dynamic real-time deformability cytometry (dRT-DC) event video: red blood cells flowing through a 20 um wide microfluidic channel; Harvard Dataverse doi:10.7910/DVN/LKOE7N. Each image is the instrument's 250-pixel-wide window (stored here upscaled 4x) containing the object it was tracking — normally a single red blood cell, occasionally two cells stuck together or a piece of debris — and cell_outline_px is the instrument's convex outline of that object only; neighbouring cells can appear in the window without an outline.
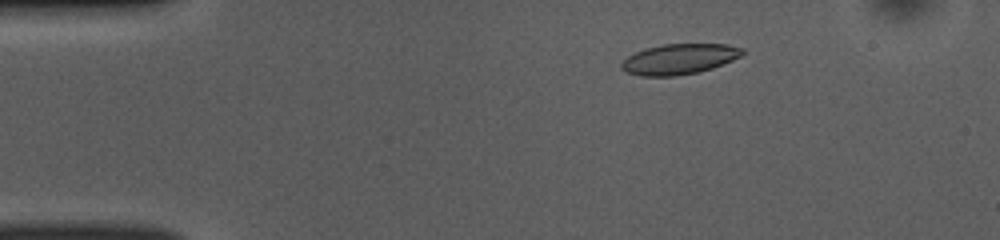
{"species": "common noctule bat (a hibernating species)", "species_latin": "Nyctalus noctula", "temperature_condition": "room temperature", "stored_images_in_passage": 50, "camera_frame_rate_fps": 3000, "um_per_image_px": 0.085, "animal": {"sex": "female", "body_mass_g": 10.0, "forearm_length_mm": 53.1}, "frame": {"image": 1, "passage_image": 8, "time_ms": 2.333, "image_size_px": [1000, 240], "cell_outline_px": [[744, 52], [740, 56], [732, 60], [712, 68], [696, 72], [676, 76], [640, 76], [624, 72], [620, 68], [620, 64], [628, 56], [644, 48], [664, 44], [728, 44], [744, 48]], "centroid_in_image_um": [57.7, 5.02], "position_along_channel_um": 27.3, "area_um2": 21.5}}
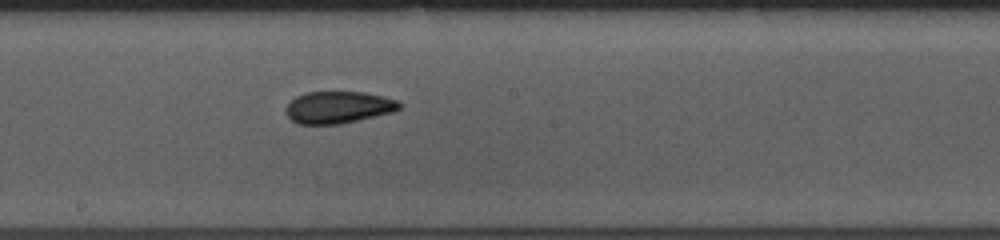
{"frame": {"image": 2, "passage_image": 27, "time_ms": 8.667, "image_size_px": [1000, 240], "cell_outline_px": [[400, 108], [392, 112], [340, 124], [296, 124], [288, 116], [288, 104], [296, 96], [304, 92], [364, 92], [384, 96], [400, 100]], "centroid_in_image_um": [28.78, 9.11], "position_along_channel_um": 219.4, "area_um2": 21.04}}
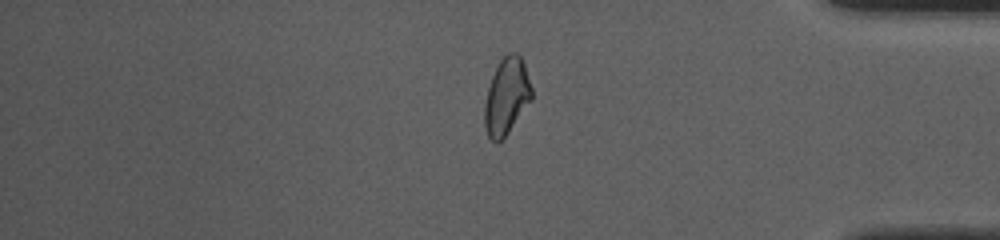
{"frame": {"image": 3, "passage_image": 42, "time_ms": 13.667, "image_size_px": [1000, 240], "cell_outline_px": [[532, 100], [508, 132], [496, 144], [488, 136], [484, 128], [484, 104], [488, 88], [492, 76], [500, 60], [508, 52], [516, 52], [520, 56], [524, 64], [532, 88]], "centroid_in_image_um": [43.05, 8.19], "position_along_channel_um": 392.1, "area_um2": 20.98}, "authors_computed_cell_mechanics": {"area_um2": 21.3282, "velocity_mm_per_s": 3.9434, "shape_relaxation_time_tau1_ms": null, "shape_relaxation_time_tau2_ms": 2.4291, "deformation_change_tau1": null, "deformation_change_tau2": 0.089}}